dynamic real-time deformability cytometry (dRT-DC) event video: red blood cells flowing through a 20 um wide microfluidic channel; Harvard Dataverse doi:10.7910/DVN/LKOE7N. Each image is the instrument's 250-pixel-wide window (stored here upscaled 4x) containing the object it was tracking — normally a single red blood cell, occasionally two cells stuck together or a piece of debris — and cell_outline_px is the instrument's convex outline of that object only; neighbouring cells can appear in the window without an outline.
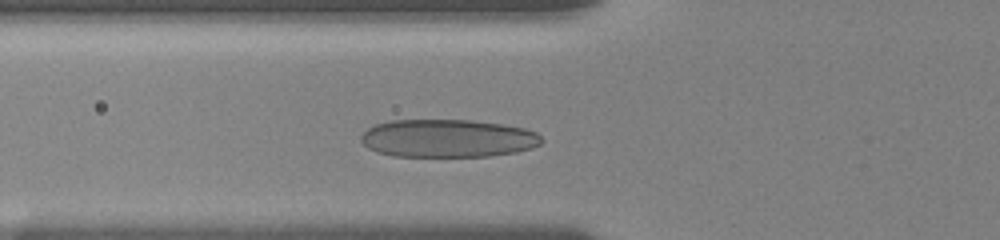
{"species": "human", "species_latin": "Homo sapiens", "temperature_condition": "room temperature", "stored_images_in_passage": 37, "camera_frame_rate_fps": 3000, "um_per_image_px": 0.085, "donor": {"sex": "female"}, "frame": {"image": 1, "passage_image": 11, "time_ms": 3.333, "image_size_px": [1000, 240], "cell_outline_px": [[544, 140], [540, 144], [532, 148], [516, 152], [488, 156], [392, 156], [376, 152], [368, 148], [360, 140], [360, 136], [368, 128], [376, 124], [392, 120], [468, 120], [500, 124], [524, 128], [536, 132]], "centroid_in_image_um": [38.04, 11.76], "position_along_channel_um": 87.8, "area_um2": 39.94}}
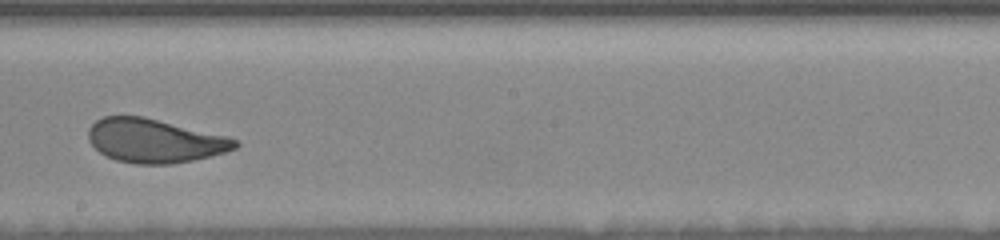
{"frame": {"image": 2, "passage_image": 22, "time_ms": 7.333, "image_size_px": [1000, 240], "cell_outline_px": [[240, 144], [236, 148], [224, 152], [192, 160], [172, 164], [136, 164], [116, 160], [104, 156], [88, 140], [88, 128], [96, 120], [104, 116], [144, 116], [228, 136], [236, 140]], "centroid_in_image_um": [13.12, 11.96], "position_along_channel_um": 235.1, "area_um2": 37.51}}
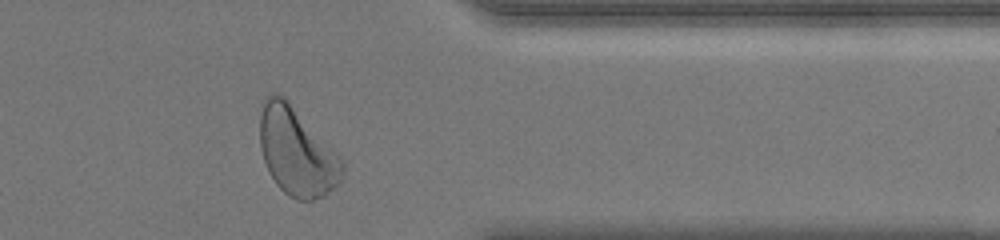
{"frame": {"image": 3, "passage_image": 35, "time_ms": 11.667, "image_size_px": [1000, 240], "cell_outline_px": [[344, 176], [340, 184], [324, 196], [312, 200], [296, 200], [288, 196], [276, 184], [268, 172], [260, 148], [260, 116], [264, 100], [272, 92], [284, 96], [288, 100], [340, 156], [344, 164]], "centroid_in_image_um": [25.24, 12.93], "position_along_channel_um": 386.2, "area_um2": 42.54}, "authors_computed_cell_mechanics": {"area_um2": 38.6104, "velocity_mm_per_s": 3.6593, "shape_relaxation_time_tau1_ms": 2.8254, "shape_relaxation_time_tau2_ms": 0.8127, "deformation_change_tau1": 0.133, "deformation_change_tau2": 0.0629}}